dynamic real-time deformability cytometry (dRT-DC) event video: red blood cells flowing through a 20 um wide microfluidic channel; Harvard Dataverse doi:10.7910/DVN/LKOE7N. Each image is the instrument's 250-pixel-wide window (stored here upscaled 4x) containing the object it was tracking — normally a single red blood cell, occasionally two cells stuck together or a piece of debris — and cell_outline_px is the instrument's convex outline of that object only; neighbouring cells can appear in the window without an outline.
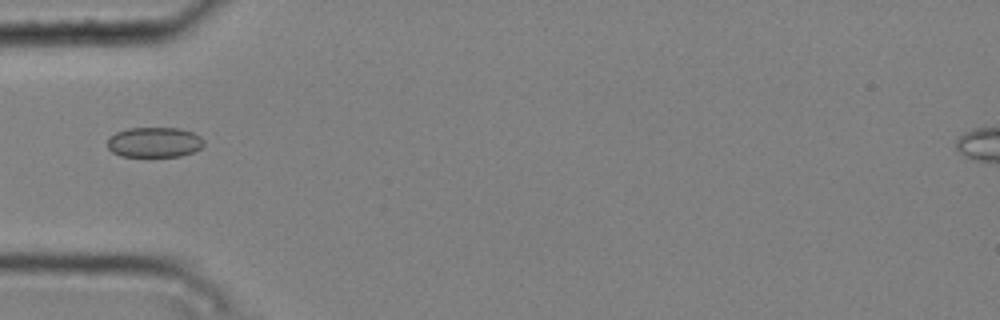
{"species": "common noctule bat (a hibernating species)", "species_latin": "Nyctalus noctula", "temperature_condition": "cold", "stored_images_in_passage": 7, "camera_frame_rate_fps": 3000, "um_per_image_px": 0.085, "animal": {"sex": "male", "body_mass_g": 20.4}, "frame": {"image": 1, "passage_image": 4, "time_ms": 1.0, "image_size_px": [1000, 320], "cell_outline_px": [[204, 144], [200, 148], [192, 152], [180, 156], [120, 156], [112, 152], [108, 148], [108, 140], [116, 132], [128, 128], [180, 128], [192, 132], [200, 136], [204, 140]], "centroid_in_image_um": [13.13, 12.09], "position_along_channel_um": 71.9, "area_um2": 16.88}}
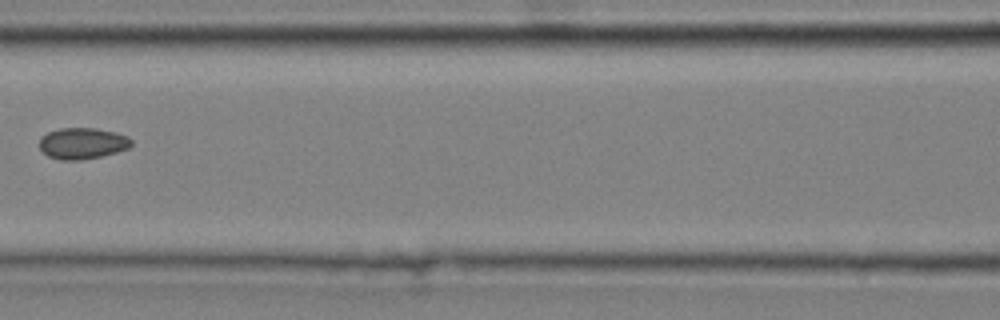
{"frame": {"image": 2, "passage_image": 6, "time_ms": 1.667, "image_size_px": [1000, 320], "cell_outline_px": [[132, 144], [128, 148], [116, 152], [100, 156], [80, 160], [60, 160], [48, 156], [40, 148], [40, 136], [48, 132], [60, 128], [96, 128], [116, 132], [128, 136], [132, 140]], "centroid_in_image_um": [7.01, 12.17], "position_along_channel_um": 159.6, "area_um2": 16.76}}
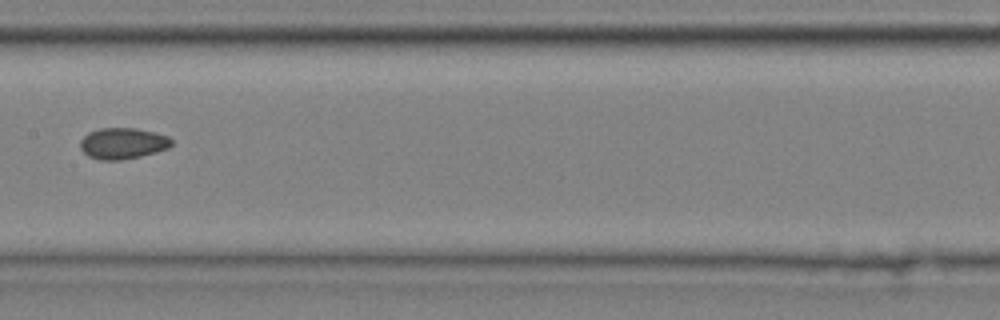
{"frame": {"image": 3, "passage_image": 7, "time_ms": 2.0, "image_size_px": [1000, 320], "cell_outline_px": [[172, 144], [168, 148], [156, 152], [140, 156], [120, 160], [100, 160], [88, 156], [80, 148], [80, 140], [88, 132], [100, 128], [136, 128], [156, 132], [168, 136], [172, 140]], "centroid_in_image_um": [10.43, 12.18], "position_along_channel_um": 197.0, "area_um2": 16.65}}